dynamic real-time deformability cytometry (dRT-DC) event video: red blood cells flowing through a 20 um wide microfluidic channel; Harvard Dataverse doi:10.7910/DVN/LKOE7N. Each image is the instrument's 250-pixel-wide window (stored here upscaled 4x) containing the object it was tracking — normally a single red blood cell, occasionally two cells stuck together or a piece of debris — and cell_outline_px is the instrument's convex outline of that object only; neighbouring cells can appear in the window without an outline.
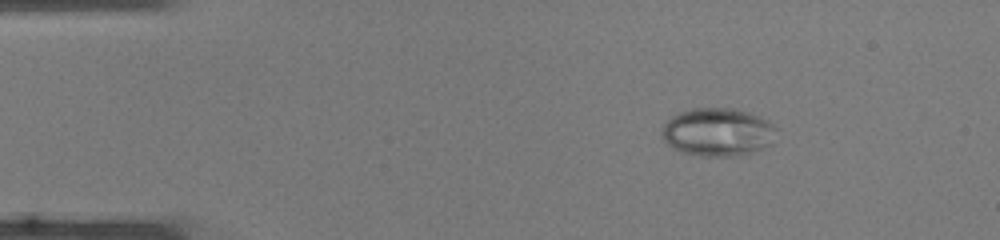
{"species": "common noctule bat (a hibernating species)", "species_latin": "Nyctalus noctula", "temperature_condition": "warm", "stored_images_in_passage": 33, "camera_frame_rate_fps": 3000, "um_per_image_px": 0.085, "animal": {"sex": "male", "body_mass_g": 19.0, "forearm_length_mm": 50.8}, "frame": {"image": 1, "passage_image": 1, "time_ms": 0.0, "image_size_px": [1000, 240], "cell_outline_px": [[776, 128], [772, 144], [752, 152], [736, 156], [700, 156], [684, 152], [668, 144], [664, 140], [660, 132], [664, 124], [672, 116], [680, 112], [692, 108], [736, 108], [760, 116], [768, 120]], "centroid_in_image_um": [61.02, 11.21], "position_along_channel_um": 24.0, "area_um2": 32.14}}
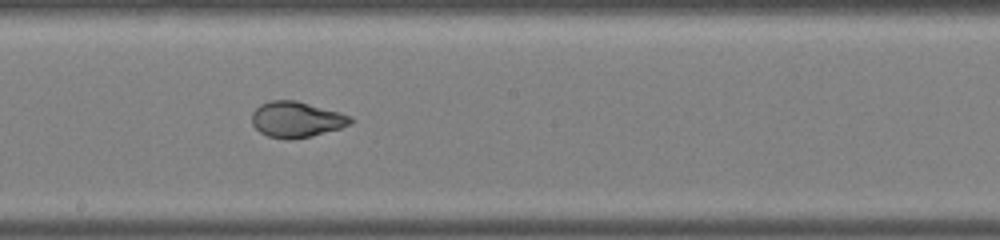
{"frame": {"image": 2, "passage_image": 16, "time_ms": 5.0, "image_size_px": [1000, 240], "cell_outline_px": [[352, 124], [340, 128], [312, 136], [288, 140], [284, 140], [268, 136], [260, 132], [252, 124], [252, 112], [260, 104], [268, 100], [296, 100], [340, 112], [352, 116]], "centroid_in_image_um": [25.19, 10.15], "position_along_channel_um": 223.0, "area_um2": 20.75}}
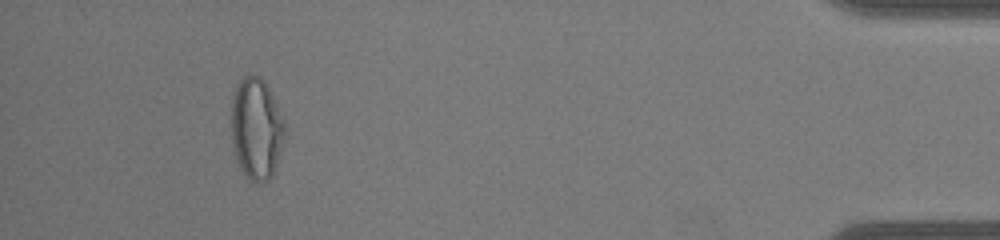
{"frame": {"image": 3, "passage_image": 30, "time_ms": 9.667, "image_size_px": [1000, 240], "cell_outline_px": [[284, 132], [276, 168], [272, 176], [264, 184], [248, 180], [240, 168], [236, 160], [232, 144], [232, 100], [236, 88], [240, 80], [244, 76], [260, 76], [264, 80], [276, 100], [284, 120]], "centroid_in_image_um": [21.79, 10.97], "position_along_channel_um": 413.4, "area_um2": 31.67}}